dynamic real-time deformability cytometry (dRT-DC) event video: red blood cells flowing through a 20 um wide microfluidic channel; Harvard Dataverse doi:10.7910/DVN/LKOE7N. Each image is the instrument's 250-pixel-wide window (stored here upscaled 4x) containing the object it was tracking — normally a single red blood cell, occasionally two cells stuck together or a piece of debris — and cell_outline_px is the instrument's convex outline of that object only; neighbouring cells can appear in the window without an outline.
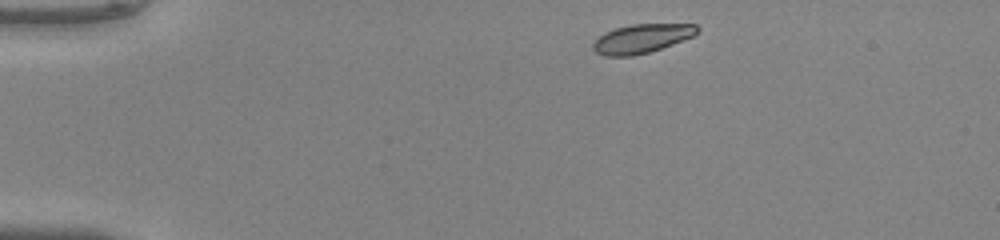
{"species": "common noctule bat (a hibernating species)", "species_latin": "Nyctalus noctula", "temperature_condition": "warm", "stored_images_in_passage": 42, "camera_frame_rate_fps": 3000, "um_per_image_px": 0.085, "animal": {"sex": "male", "body_mass_g": 20.0, "forearm_length_mm": 53.3}, "frame": {"image": 1, "passage_image": 1, "time_ms": 0.0, "image_size_px": [1000, 240], "cell_outline_px": [[700, 32], [692, 36], [672, 44], [648, 52], [632, 56], [604, 56], [596, 52], [592, 48], [592, 44], [604, 32], [616, 28], [632, 24], [696, 24], [700, 28]], "centroid_in_image_um": [54.55, 3.27], "position_along_channel_um": 30.5, "area_um2": 17.46}}
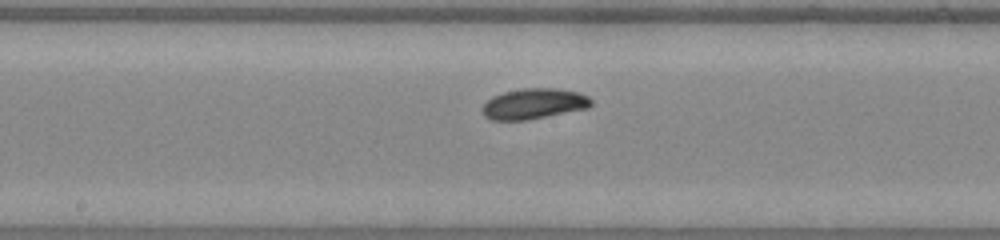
{"frame": {"image": 2, "passage_image": 19, "time_ms": 6.0, "image_size_px": [1000, 240], "cell_outline_px": [[592, 104], [588, 108], [528, 120], [492, 120], [484, 116], [480, 108], [492, 96], [504, 92], [524, 88], [556, 88], [580, 92], [588, 96], [592, 100]], "centroid_in_image_um": [45.37, 8.82], "position_along_channel_um": 202.8, "area_um2": 19.54}}
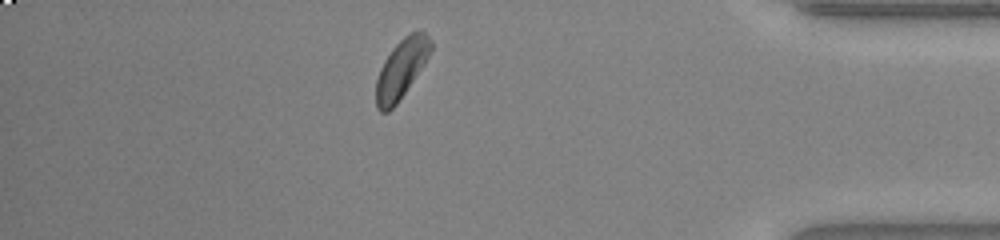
{"frame": {"image": 3, "passage_image": 36, "time_ms": 11.667, "image_size_px": [1000, 240], "cell_outline_px": [[432, 48], [424, 64], [396, 104], [388, 112], [380, 112], [376, 108], [376, 80], [380, 68], [384, 60], [392, 48], [404, 36], [412, 32], [424, 32], [432, 40]], "centroid_in_image_um": [34.09, 5.85], "position_along_channel_um": 401.1, "area_um2": 18.55}, "authors_computed_cell_mechanics": {"area_um2": 18.6405, "velocity_mm_per_s": 4.0759, "shape_relaxation_time_tau1_ms": 1.8871, "shape_relaxation_time_tau2_ms": null, "deformation_change_tau1": 0.1119, "deformation_change_tau2": null}}